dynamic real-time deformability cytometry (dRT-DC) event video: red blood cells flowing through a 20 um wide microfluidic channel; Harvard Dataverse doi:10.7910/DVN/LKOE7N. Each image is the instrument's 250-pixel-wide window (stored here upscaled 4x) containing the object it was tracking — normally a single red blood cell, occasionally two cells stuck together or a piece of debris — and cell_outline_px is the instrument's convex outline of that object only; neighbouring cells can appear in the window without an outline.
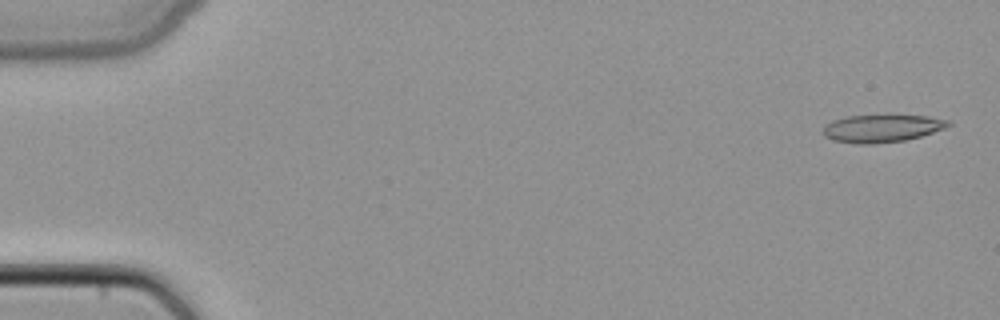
{"species": "common noctule bat (a hibernating species)", "species_latin": "Nyctalus noctula", "temperature_condition": "cold", "stored_images_in_passage": 11, "camera_frame_rate_fps": 3000, "um_per_image_px": 0.085, "animal": {"sex": "female", "body_mass_g": 22.7, "forearm_length_mm": 54.2}, "frame": {"image": 1, "passage_image": 2, "time_ms": 0.333, "image_size_px": [1000, 320], "cell_outline_px": [[952, 124], [944, 128], [920, 136], [904, 140], [872, 144], [856, 144], [832, 140], [824, 136], [824, 124], [832, 120], [848, 116], [888, 112], [928, 116], [948, 120]], "centroid_in_image_um": [74.94, 10.85], "position_along_channel_um": 10.1, "area_um2": 21.04}}